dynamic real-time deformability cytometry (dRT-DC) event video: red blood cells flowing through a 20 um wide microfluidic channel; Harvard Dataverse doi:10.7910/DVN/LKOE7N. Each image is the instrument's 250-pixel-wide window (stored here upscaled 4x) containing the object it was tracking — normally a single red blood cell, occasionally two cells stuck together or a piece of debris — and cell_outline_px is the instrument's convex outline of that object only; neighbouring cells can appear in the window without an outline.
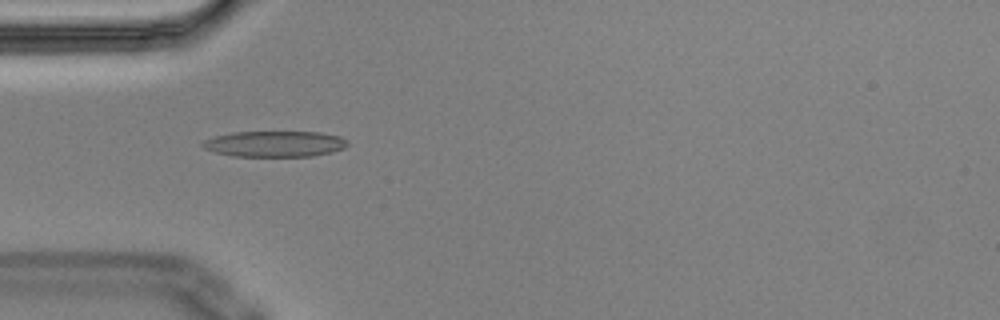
{"species": "Egyptian fruit bat (a non-hibernating species)", "species_latin": "Rousettus aegyptiacus", "temperature_condition": "cold", "stored_images_in_passage": 5, "camera_frame_rate_fps": 3000, "um_per_image_px": 0.085, "animal": {"sex": "male"}, "frame": {"image": 1, "passage_image": 4, "time_ms": 1.0, "image_size_px": [1000, 320], "cell_outline_px": [[348, 144], [344, 148], [332, 152], [312, 156], [232, 156], [216, 152], [204, 148], [200, 144], [204, 140], [216, 136], [232, 132], [320, 132], [340, 136], [348, 140]], "centroid_in_image_um": [23.38, 12.23], "position_along_channel_um": 61.6, "area_um2": 21.85}}